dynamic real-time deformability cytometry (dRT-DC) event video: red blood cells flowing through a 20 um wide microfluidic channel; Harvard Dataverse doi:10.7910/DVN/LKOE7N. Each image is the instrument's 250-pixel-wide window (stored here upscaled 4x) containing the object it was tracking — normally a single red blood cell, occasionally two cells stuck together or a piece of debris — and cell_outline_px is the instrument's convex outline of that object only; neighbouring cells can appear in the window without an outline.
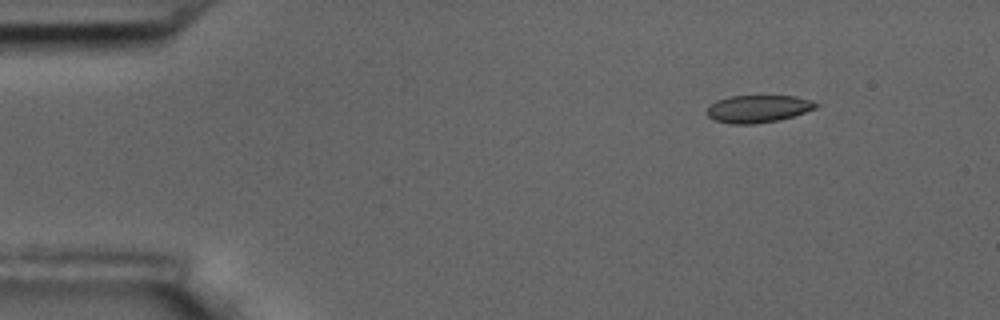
{"species": "common noctule bat (a hibernating species)", "species_latin": "Nyctalus noctula", "temperature_condition": "room temperature", "stored_images_in_passage": 6, "camera_frame_rate_fps": 3000, "um_per_image_px": 0.085, "animal": {"sex": "male", "body_mass_g": 17.5, "forearm_length_mm": 52.3}, "frame": {"image": 1, "passage_image": 1, "time_ms": 0.0, "image_size_px": [1000, 320], "cell_outline_px": [[820, 104], [816, 108], [780, 120], [756, 124], [732, 124], [716, 120], [708, 116], [704, 112], [716, 100], [728, 96], [796, 96], [812, 100]], "centroid_in_image_um": [64.44, 9.24], "position_along_channel_um": 20.6, "area_um2": 17.51}}
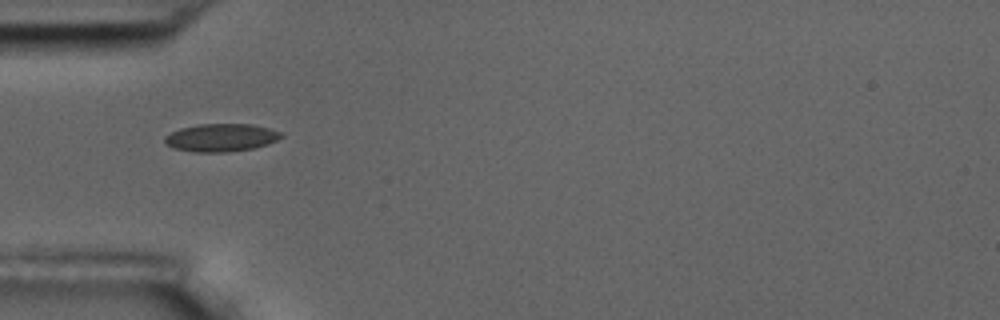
{"frame": {"image": 2, "passage_image": 4, "time_ms": 3.667, "image_size_px": [1000, 320], "cell_outline_px": [[284, 136], [268, 144], [252, 148], [228, 152], [196, 152], [172, 148], [164, 140], [164, 136], [180, 128], [200, 124], [252, 124], [268, 128], [280, 132]], "centroid_in_image_um": [18.78, 11.69], "position_along_channel_um": 66.2, "area_um2": 18.79}}